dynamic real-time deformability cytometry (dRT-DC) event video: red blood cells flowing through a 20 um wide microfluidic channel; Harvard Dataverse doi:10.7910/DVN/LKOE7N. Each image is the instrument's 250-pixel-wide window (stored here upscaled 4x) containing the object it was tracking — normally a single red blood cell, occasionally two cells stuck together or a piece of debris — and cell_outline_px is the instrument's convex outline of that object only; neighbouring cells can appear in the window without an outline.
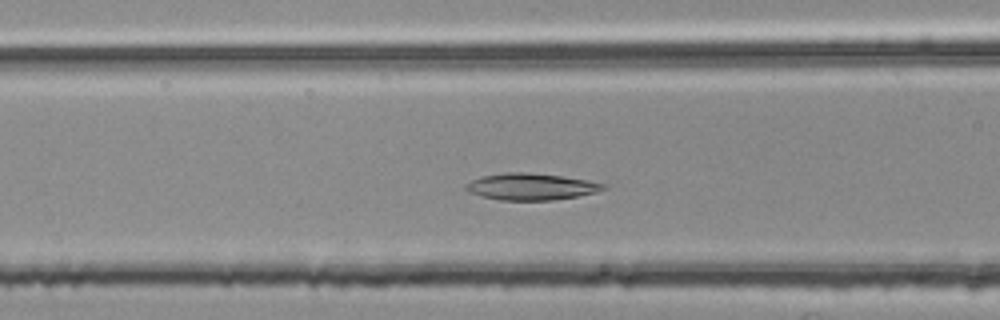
{"species": "common noctule bat (a hibernating species)", "species_latin": "Nyctalus noctula", "temperature_condition": "room temperature", "stored_images_in_passage": 38, "camera_frame_rate_fps": 3000, "um_per_image_px": 0.085, "animal": {"sex": "female", "body_mass_g": 25.1}, "frame": {"image": 1, "passage_image": 8, "time_ms": 2.333, "image_size_px": [1000, 320], "cell_outline_px": [[608, 188], [596, 192], [576, 196], [552, 200], [500, 200], [468, 192], [464, 188], [464, 184], [472, 180], [484, 176], [508, 172], [524, 172], [560, 176], [608, 184]], "centroid_in_image_um": [45.14, 15.87], "position_along_channel_um": 121.5, "area_um2": 21.1}}
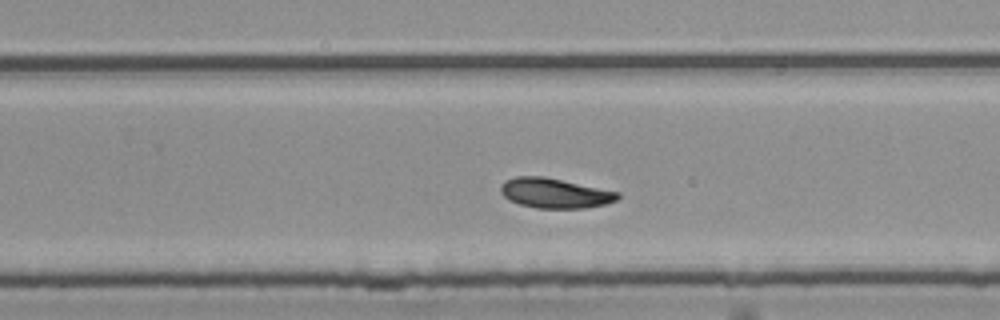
{"frame": {"image": 2, "passage_image": 21, "time_ms": 6.667, "image_size_px": [1000, 320], "cell_outline_px": [[620, 196], [616, 200], [608, 204], [584, 208], [536, 208], [520, 204], [508, 200], [500, 192], [500, 184], [504, 180], [516, 176], [544, 176], [620, 192]], "centroid_in_image_um": [47.14, 16.41], "position_along_channel_um": 282.7, "area_um2": 20.58}}
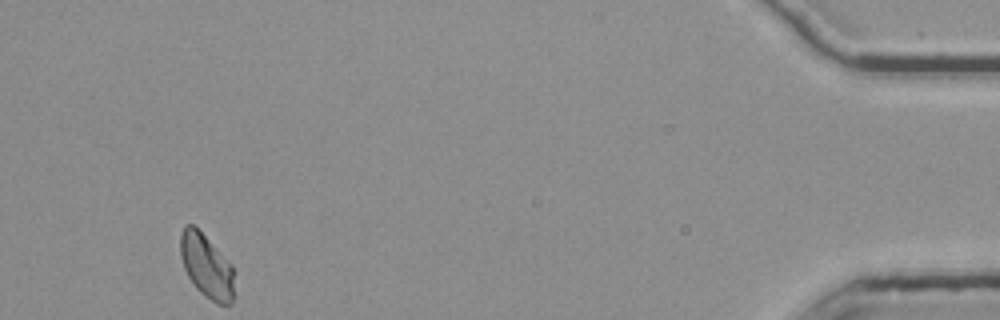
{"frame": {"image": 3, "passage_image": 38, "time_ms": 12.333, "image_size_px": [1000, 320], "cell_outline_px": [[232, 304], [220, 304], [204, 296], [192, 284], [184, 268], [180, 256], [180, 232], [184, 224], [192, 224], [232, 264]], "centroid_in_image_um": [17.5, 22.6], "position_along_channel_um": 417.7, "area_um2": 19.65}}